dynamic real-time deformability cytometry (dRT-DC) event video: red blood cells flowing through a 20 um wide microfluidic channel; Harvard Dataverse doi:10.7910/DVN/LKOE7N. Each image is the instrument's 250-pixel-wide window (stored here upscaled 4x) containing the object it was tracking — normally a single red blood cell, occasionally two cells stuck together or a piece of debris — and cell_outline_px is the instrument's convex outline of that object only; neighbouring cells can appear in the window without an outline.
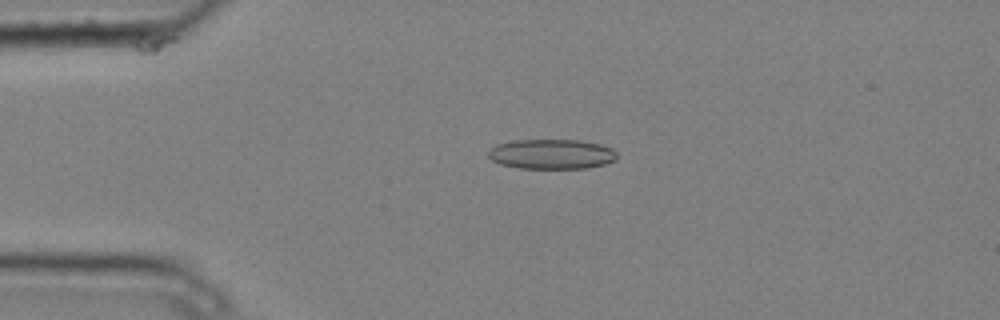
{"species": "common noctule bat (a hibernating species)", "species_latin": "Nyctalus noctula", "temperature_condition": "cold", "stored_images_in_passage": 5, "camera_frame_rate_fps": 3000, "um_per_image_px": 0.085, "animal": {"sex": "male", "body_mass_g": 20.4}, "frame": {"image": 1, "passage_image": 3, "time_ms": 0.667, "image_size_px": [1000, 320], "cell_outline_px": [[616, 160], [604, 164], [588, 168], [520, 168], [500, 164], [492, 160], [488, 156], [488, 148], [496, 144], [512, 140], [580, 140], [600, 144], [612, 148], [616, 152]], "centroid_in_image_um": [46.86, 13.09], "position_along_channel_um": 38.1, "area_um2": 22.54}}
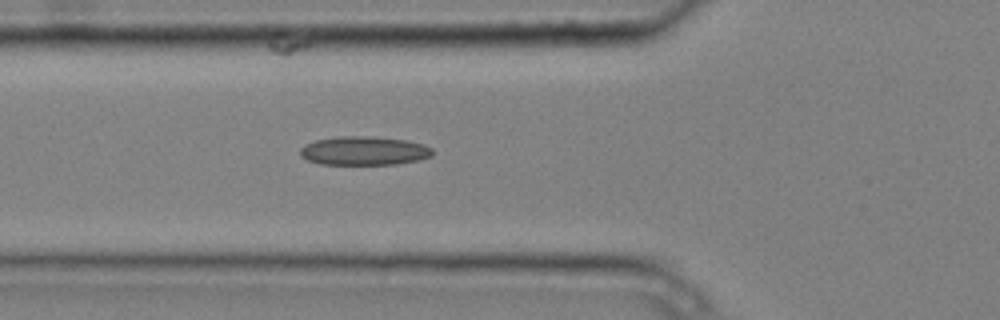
{"frame": {"image": 2, "passage_image": 5, "time_ms": 1.333, "image_size_px": [1000, 320], "cell_outline_px": [[432, 156], [416, 160], [396, 164], [320, 164], [308, 160], [300, 156], [300, 148], [304, 144], [316, 140], [340, 136], [372, 136], [404, 140], [424, 144], [432, 148]], "centroid_in_image_um": [30.91, 12.81], "position_along_channel_um": 94.9, "area_um2": 22.14}}